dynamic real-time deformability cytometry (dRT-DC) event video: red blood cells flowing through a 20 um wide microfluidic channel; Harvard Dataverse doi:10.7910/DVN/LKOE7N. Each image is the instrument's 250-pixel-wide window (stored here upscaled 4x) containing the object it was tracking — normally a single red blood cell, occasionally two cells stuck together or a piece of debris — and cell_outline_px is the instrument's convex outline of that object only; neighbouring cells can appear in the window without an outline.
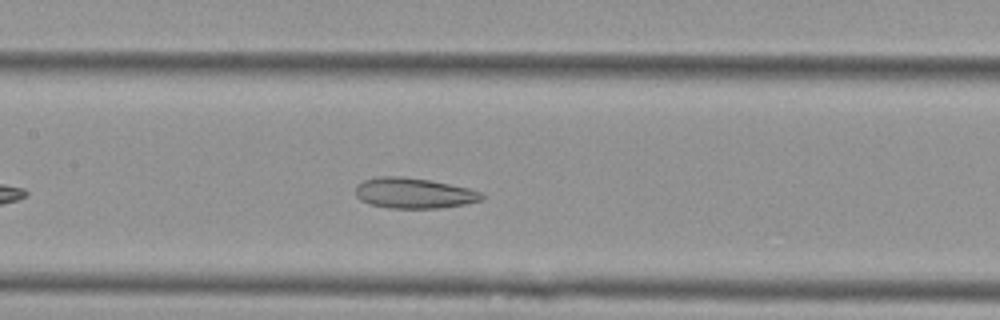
{"species": "Egyptian fruit bat (a non-hibernating species)", "species_latin": "Rousettus aegyptiacus", "temperature_condition": "cold", "stored_images_in_passage": 35, "camera_frame_rate_fps": 3000, "um_per_image_px": 0.085, "animal": {"sex": "female"}, "frame": {"image": 1, "passage_image": 13, "time_ms": 4.0, "image_size_px": [1000, 320], "cell_outline_px": [[484, 196], [480, 200], [464, 204], [444, 208], [388, 208], [368, 204], [360, 200], [356, 196], [356, 184], [364, 180], [380, 176], [400, 176], [428, 180], [468, 188], [480, 192]], "centroid_in_image_um": [35.12, 16.42], "position_along_channel_um": 172.3, "area_um2": 22.37}}
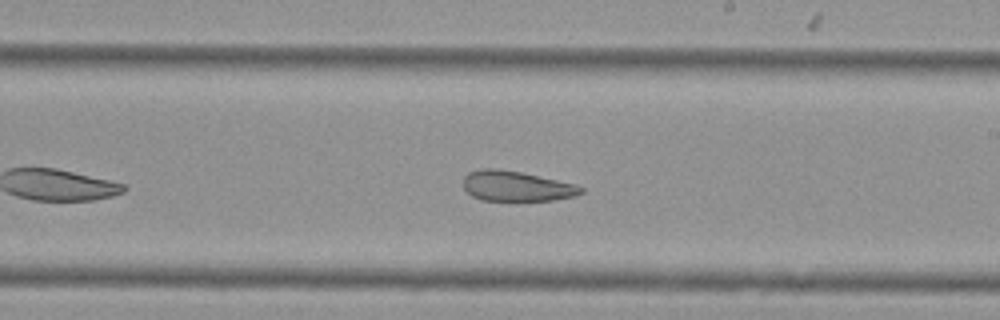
{"frame": {"image": 2, "passage_image": 19, "time_ms": 6.0, "image_size_px": [1000, 320], "cell_outline_px": [[584, 192], [576, 196], [552, 200], [480, 200], [472, 196], [464, 188], [464, 176], [468, 172], [484, 168], [496, 168], [520, 172], [576, 184], [584, 188]], "centroid_in_image_um": [43.9, 15.82], "position_along_channel_um": 245.1, "area_um2": 20.63}}
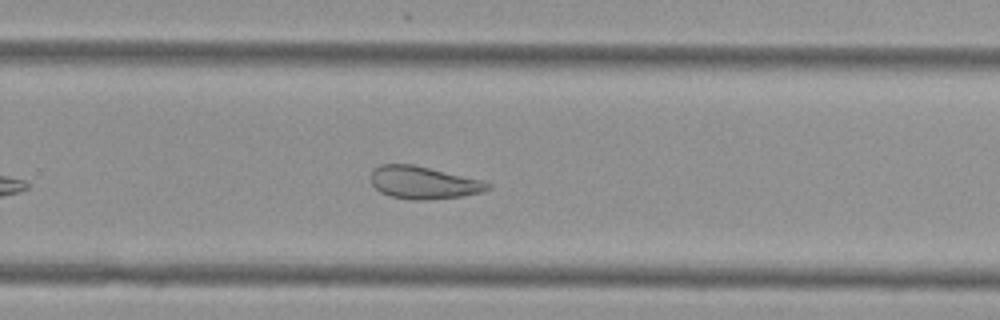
{"frame": {"image": 3, "passage_image": 23, "time_ms": 7.333, "image_size_px": [1000, 320], "cell_outline_px": [[488, 188], [480, 192], [460, 196], [428, 200], [412, 200], [392, 196], [380, 192], [372, 184], [372, 172], [380, 164], [412, 164], [480, 180], [488, 184]], "centroid_in_image_um": [35.93, 15.52], "position_along_channel_um": 293.9, "area_um2": 21.56}, "authors_computed_cell_mechanics": {"area_um2": 22.831, "velocity_mm_per_s": 3.6652, "shape_relaxation_time_tau1_ms": null, "shape_relaxation_time_tau2_ms": 3.4703, "deformation_change_tau1": null, "deformation_change_tau2": 0.1104}}